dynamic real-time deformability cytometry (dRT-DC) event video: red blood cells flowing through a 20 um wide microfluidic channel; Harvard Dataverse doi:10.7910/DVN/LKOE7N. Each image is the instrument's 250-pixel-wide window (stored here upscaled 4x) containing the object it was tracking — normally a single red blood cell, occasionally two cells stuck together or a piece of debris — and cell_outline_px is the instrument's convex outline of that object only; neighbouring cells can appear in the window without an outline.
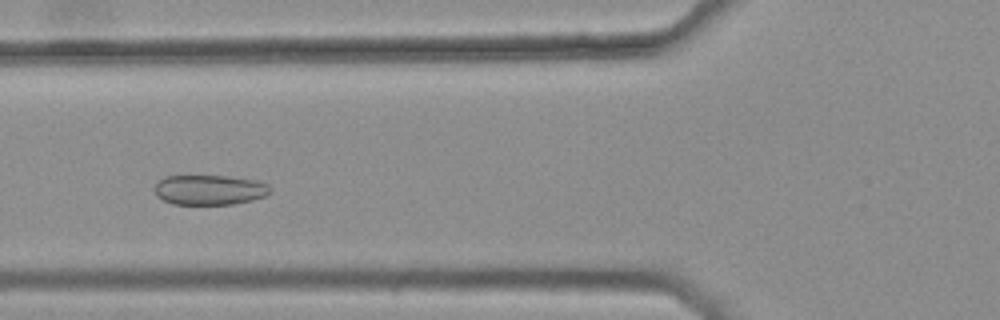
{"species": "common noctule bat (a hibernating species)", "species_latin": "Nyctalus noctula", "temperature_condition": "warm", "stored_images_in_passage": 37, "camera_frame_rate_fps": 3000, "um_per_image_px": 0.085, "animal": {"sex": "female", "body_mass_g": 25.1}, "frame": {"image": 1, "passage_image": 13, "time_ms": 4.0, "image_size_px": [1000, 320], "cell_outline_px": [[272, 192], [264, 196], [252, 200], [232, 204], [172, 204], [156, 196], [156, 184], [160, 180], [168, 176], [228, 176], [256, 180], [268, 184], [272, 188]], "centroid_in_image_um": [17.86, 16.14], "position_along_channel_um": 107.9, "area_um2": 20.11}}
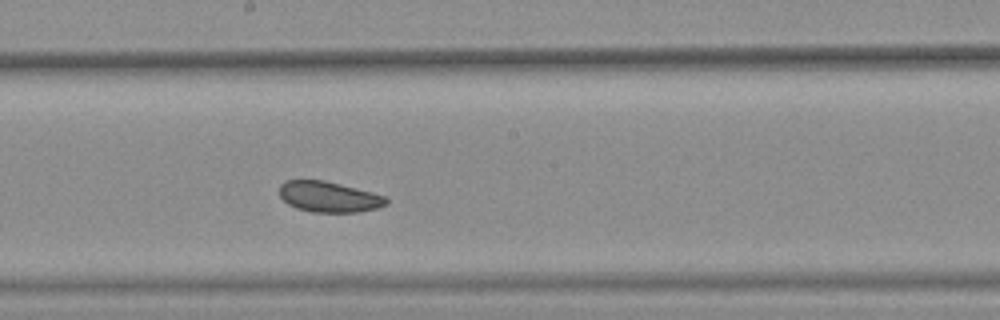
{"frame": {"image": 2, "passage_image": 22, "time_ms": 7.0, "image_size_px": [1000, 320], "cell_outline_px": [[388, 204], [376, 208], [360, 212], [312, 212], [296, 208], [288, 204], [280, 196], [280, 184], [284, 180], [324, 180], [388, 196]], "centroid_in_image_um": [27.97, 16.73], "position_along_channel_um": 220.2, "area_um2": 19.19}}
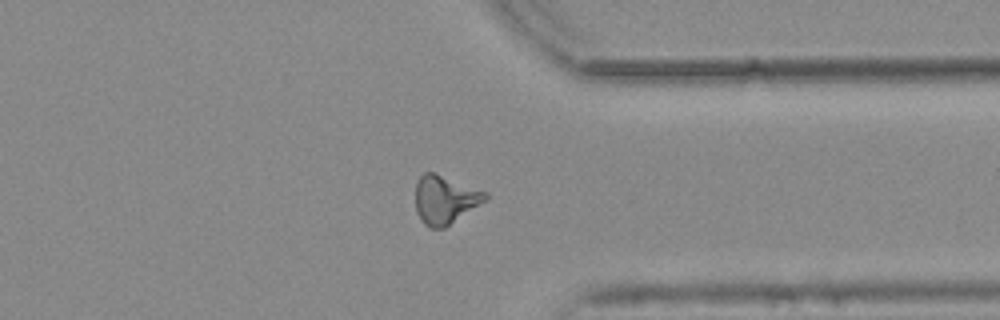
{"frame": {"image": 3, "passage_image": 33, "time_ms": 10.667, "image_size_px": [1000, 320], "cell_outline_px": [[488, 200], [444, 228], [428, 228], [424, 224], [416, 212], [416, 184], [420, 176], [424, 172], [436, 172], [488, 192]], "centroid_in_image_um": [37.85, 16.96], "position_along_channel_um": 373.6, "area_um2": 20.0}}